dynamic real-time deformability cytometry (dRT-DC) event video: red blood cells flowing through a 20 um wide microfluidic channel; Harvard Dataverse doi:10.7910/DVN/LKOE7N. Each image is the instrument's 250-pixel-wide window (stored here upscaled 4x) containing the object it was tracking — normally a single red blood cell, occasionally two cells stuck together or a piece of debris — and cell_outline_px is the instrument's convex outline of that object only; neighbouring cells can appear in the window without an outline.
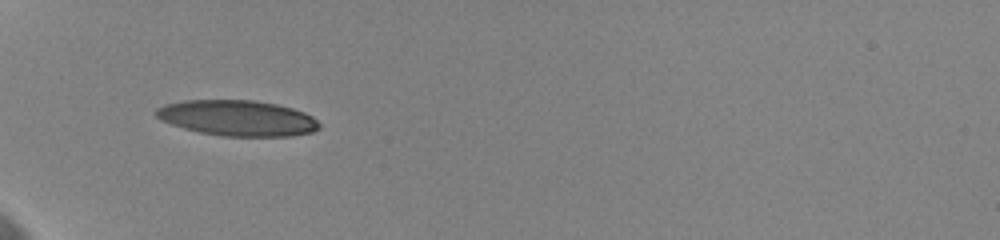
{"species": "human", "species_latin": "Homo sapiens", "temperature_condition": "cold", "stored_images_in_passage": 13, "camera_frame_rate_fps": 3000, "um_per_image_px": 0.085, "donor": {"sex": "female"}, "frame": {"image": 1, "passage_image": 1, "time_ms": 0.0, "image_size_px": [1000, 240], "cell_outline_px": [[320, 128], [312, 132], [292, 136], [220, 136], [200, 132], [184, 128], [160, 120], [152, 112], [156, 108], [164, 104], [184, 100], [252, 100], [276, 104], [292, 108], [304, 112], [312, 116], [320, 124]], "centroid_in_image_um": [20.16, 10.03], "position_along_channel_um": 64.8, "area_um2": 34.04}}